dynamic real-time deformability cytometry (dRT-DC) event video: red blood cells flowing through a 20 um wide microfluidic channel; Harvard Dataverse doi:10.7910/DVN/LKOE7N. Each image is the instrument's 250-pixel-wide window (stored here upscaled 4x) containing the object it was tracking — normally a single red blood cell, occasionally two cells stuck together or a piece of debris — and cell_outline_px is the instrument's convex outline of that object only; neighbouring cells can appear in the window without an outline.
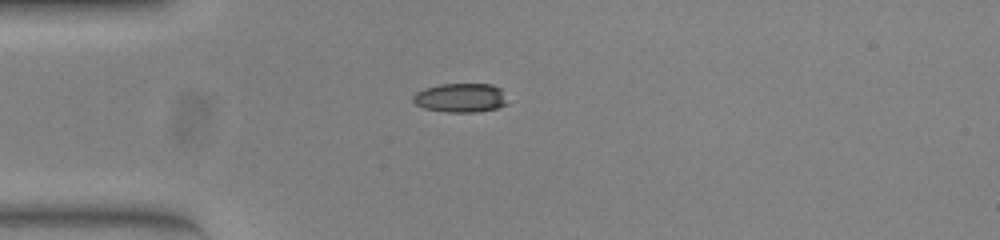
{"species": "common noctule bat (a hibernating species)", "species_latin": "Nyctalus noctula", "temperature_condition": "warm", "stored_images_in_passage": 32, "camera_frame_rate_fps": 3000, "um_per_image_px": 0.085, "animal": {"sex": "female", "body_mass_g": 23.0, "forearm_length_mm": 53.4}, "frame": {"image": 1, "passage_image": 1, "time_ms": 0.0, "image_size_px": [1000, 240], "cell_outline_px": [[508, 104], [496, 108], [476, 112], [448, 112], [424, 108], [416, 104], [412, 100], [412, 96], [416, 92], [424, 88], [440, 84], [492, 84], [500, 88]], "centroid_in_image_um": [39.13, 8.31], "position_along_channel_um": 45.9, "area_um2": 15.95}}
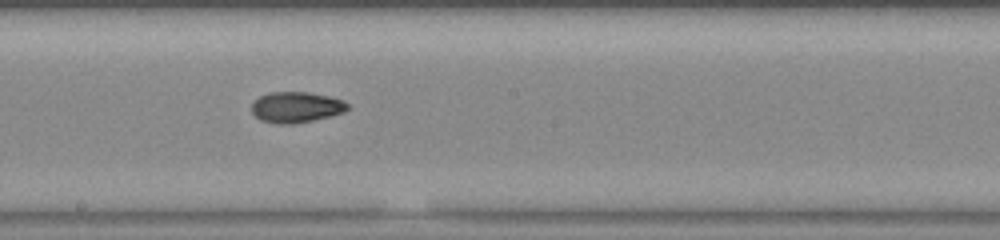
{"frame": {"image": 2, "passage_image": 16, "time_ms": 5.0, "image_size_px": [1000, 240], "cell_outline_px": [[348, 108], [344, 112], [332, 116], [292, 124], [276, 124], [260, 120], [252, 112], [252, 104], [260, 96], [268, 92], [308, 92], [328, 96], [344, 100], [348, 104]], "centroid_in_image_um": [25.18, 9.11], "position_along_channel_um": 223.0, "area_um2": 17.22}}
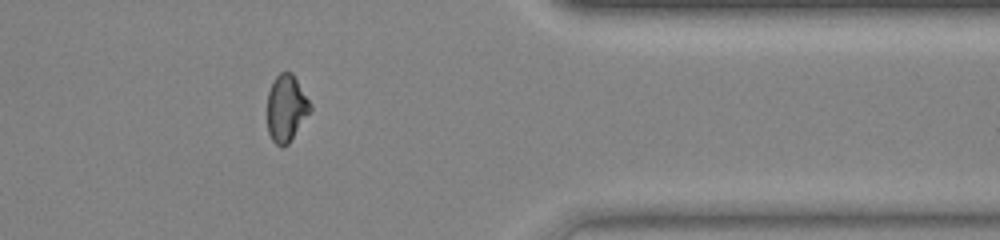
{"frame": {"image": 3, "passage_image": 30, "time_ms": 9.667, "image_size_px": [1000, 240], "cell_outline_px": [[312, 112], [288, 144], [284, 148], [280, 148], [272, 140], [268, 132], [268, 92], [276, 76], [280, 72], [292, 72], [312, 104]], "centroid_in_image_um": [24.37, 9.23], "position_along_channel_um": 387.0, "area_um2": 16.99}, "authors_computed_cell_mechanics": {"area_um2": 16.9643, "velocity_mm_per_s": 3.9004, "shape_relaxation_time_tau1_ms": null, "shape_relaxation_time_tau2_ms": 2.3282, "deformation_change_tau1": null, "deformation_change_tau2": 0.0694}}